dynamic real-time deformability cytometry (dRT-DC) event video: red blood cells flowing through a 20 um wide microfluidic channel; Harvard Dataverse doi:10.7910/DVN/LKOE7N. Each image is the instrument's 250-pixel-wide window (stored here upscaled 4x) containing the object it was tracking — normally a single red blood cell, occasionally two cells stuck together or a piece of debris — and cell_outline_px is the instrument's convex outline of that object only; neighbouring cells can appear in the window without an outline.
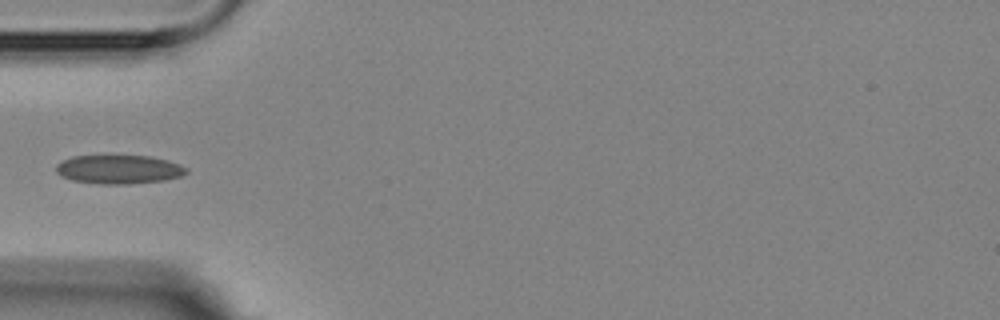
{"species": "Egyptian fruit bat (a non-hibernating species)", "species_latin": "Rousettus aegyptiacus", "temperature_condition": "room temperature", "stored_images_in_passage": 4, "camera_frame_rate_fps": 3000, "um_per_image_px": 0.085, "animal": {"sex": "female"}, "frame": {"image": 1, "passage_image": 4, "time_ms": 3.333, "image_size_px": [1000, 320], "cell_outline_px": [[188, 172], [180, 176], [164, 180], [128, 184], [104, 184], [72, 180], [56, 172], [56, 164], [72, 156], [152, 156], [168, 160], [180, 164], [188, 168]], "centroid_in_image_um": [10.14, 14.39], "position_along_channel_um": 74.9, "area_um2": 21.73}}